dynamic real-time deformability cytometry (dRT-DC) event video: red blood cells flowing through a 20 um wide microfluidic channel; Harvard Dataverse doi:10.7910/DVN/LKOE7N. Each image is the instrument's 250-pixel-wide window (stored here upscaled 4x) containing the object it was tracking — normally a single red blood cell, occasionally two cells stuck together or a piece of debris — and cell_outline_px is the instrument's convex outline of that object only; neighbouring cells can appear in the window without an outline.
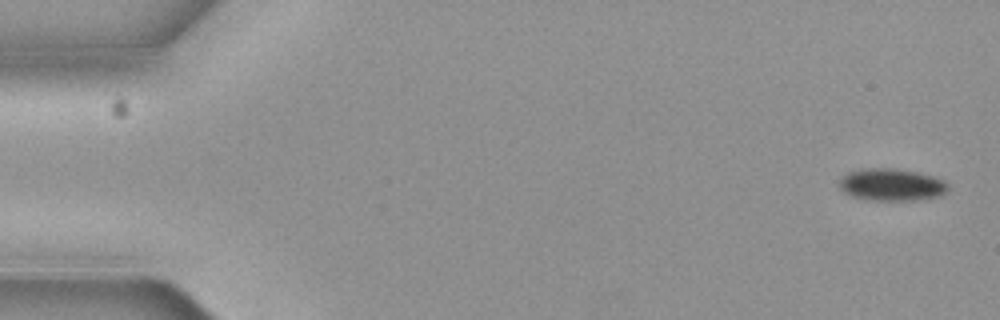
{"species": "common noctule bat (a hibernating species)", "species_latin": "Nyctalus noctula", "temperature_condition": "cold", "stored_images_in_passage": 5, "camera_frame_rate_fps": 3000, "um_per_image_px": 0.085, "animal": {"sex": "female", "body_mass_g": 19.3, "forearm_length_mm": 54.1}, "frame": {"image": 1, "passage_image": 1, "time_ms": 0.0, "image_size_px": [1000, 320], "cell_outline_px": [[948, 188], [940, 196], [920, 200], [864, 200], [852, 196], [844, 192], [840, 188], [840, 180], [848, 172], [860, 168], [896, 168], [916, 172], [932, 176], [944, 180]], "centroid_in_image_um": [75.76, 15.7], "position_along_channel_um": 9.2, "area_um2": 20.46}}